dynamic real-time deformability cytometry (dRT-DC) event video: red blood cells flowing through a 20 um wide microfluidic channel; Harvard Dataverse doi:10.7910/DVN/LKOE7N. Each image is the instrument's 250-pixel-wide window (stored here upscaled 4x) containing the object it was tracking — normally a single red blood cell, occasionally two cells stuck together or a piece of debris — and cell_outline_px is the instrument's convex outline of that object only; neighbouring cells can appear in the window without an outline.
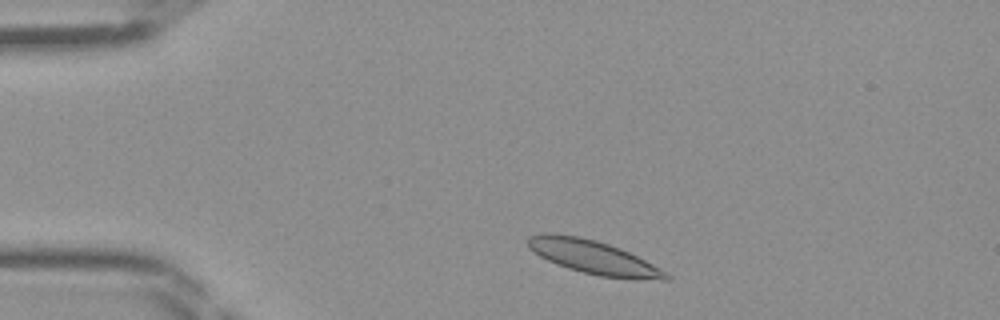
{"species": "Egyptian fruit bat (a non-hibernating species)", "species_latin": "Rousettus aegyptiacus", "temperature_condition": "room temperature", "stored_images_in_passage": 40, "camera_frame_rate_fps": 3000, "um_per_image_px": 0.085, "frame": {"image": 1, "passage_image": 3, "time_ms": 0.667, "image_size_px": [1000, 320], "cell_outline_px": [[672, 276], [668, 280], [660, 280], [600, 276], [568, 268], [556, 264], [540, 256], [528, 248], [528, 236], [540, 232], [548, 232], [580, 236], [596, 240], [620, 248], [668, 272]], "centroid_in_image_um": [50.4, 21.84], "position_along_channel_um": 34.6, "area_um2": 26.88}}
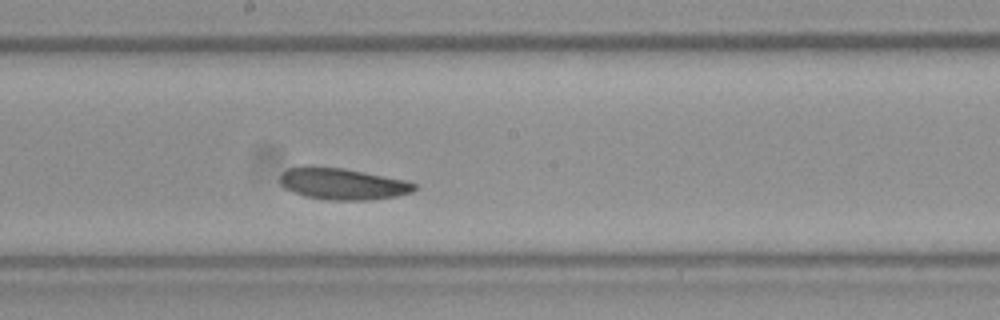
{"frame": {"image": 2, "passage_image": 19, "time_ms": 6.0, "image_size_px": [1000, 320], "cell_outline_px": [[420, 188], [412, 192], [396, 196], [368, 200], [328, 200], [304, 196], [292, 192], [284, 188], [280, 184], [280, 176], [288, 168], [344, 168], [404, 180], [416, 184]], "centroid_in_image_um": [29.16, 15.66], "position_along_channel_um": 219.0, "area_um2": 24.28}}
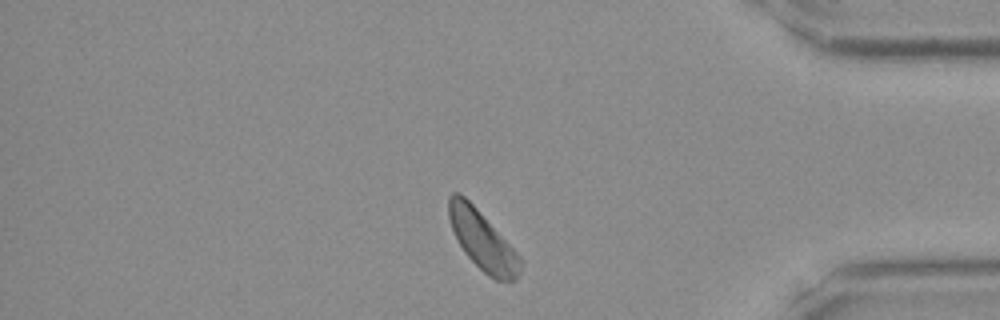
{"frame": {"image": 3, "passage_image": 33, "time_ms": 10.667, "image_size_px": [1000, 320], "cell_outline_px": [[524, 264], [516, 280], [496, 280], [488, 276], [464, 252], [452, 228], [448, 216], [448, 196], [452, 192], [460, 192], [476, 208], [524, 260]], "centroid_in_image_um": [41.03, 20.44], "position_along_channel_um": 394.2, "area_um2": 24.28}}